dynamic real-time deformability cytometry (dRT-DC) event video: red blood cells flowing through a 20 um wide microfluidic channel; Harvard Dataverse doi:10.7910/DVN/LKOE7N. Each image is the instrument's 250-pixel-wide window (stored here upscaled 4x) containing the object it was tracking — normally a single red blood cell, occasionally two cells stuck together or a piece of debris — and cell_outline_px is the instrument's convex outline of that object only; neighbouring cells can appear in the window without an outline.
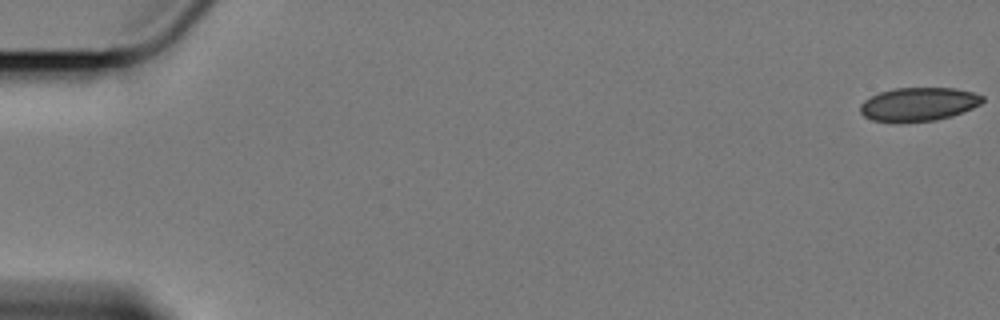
{"species": "Egyptian fruit bat (a non-hibernating species)", "species_latin": "Rousettus aegyptiacus", "temperature_condition": "cold", "stored_images_in_passage": 60, "camera_frame_rate_fps": 3000, "um_per_image_px": 0.085, "animal": {"sex": "female"}, "frame": {"image": 1, "passage_image": 1, "time_ms": 0.0, "image_size_px": [1000, 320], "cell_outline_px": [[984, 100], [980, 104], [972, 108], [952, 116], [936, 120], [904, 124], [900, 124], [872, 120], [864, 116], [860, 112], [860, 104], [864, 100], [880, 92], [892, 88], [956, 88], [972, 92], [984, 96]], "centroid_in_image_um": [78.05, 8.88], "position_along_channel_um": 7.0, "area_um2": 24.39}}
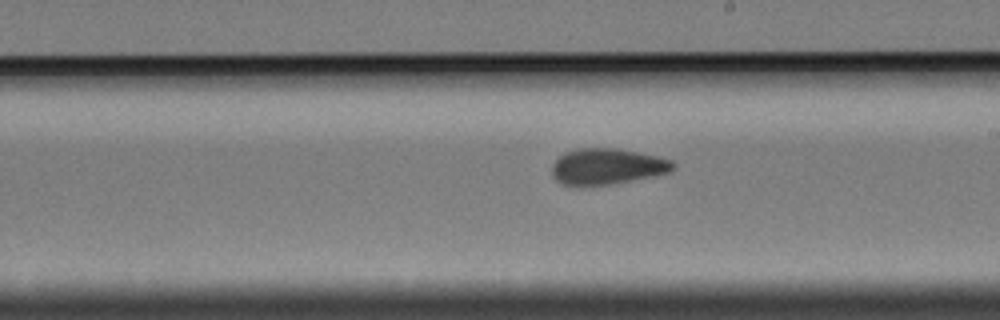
{"frame": {"image": 2, "passage_image": 35, "time_ms": 11.333, "image_size_px": [1000, 320], "cell_outline_px": [[676, 168], [672, 172], [608, 184], [564, 184], [556, 180], [552, 176], [552, 164], [564, 152], [580, 148], [616, 148], [660, 156], [672, 160], [676, 164]], "centroid_in_image_um": [51.65, 14.12], "position_along_channel_um": 237.3, "area_um2": 25.14}}
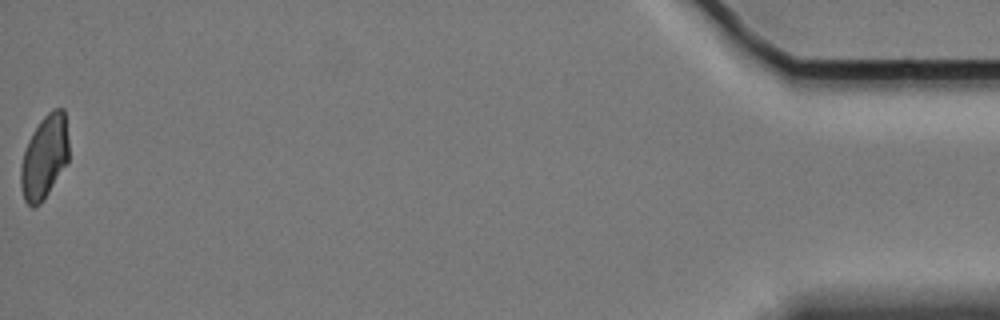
{"frame": {"image": 3, "passage_image": 60, "time_ms": 19.667, "image_size_px": [1000, 320], "cell_outline_px": [[68, 160], [48, 192], [40, 204], [32, 208], [24, 200], [20, 184], [20, 168], [24, 152], [28, 140], [32, 132], [40, 120], [52, 108], [64, 108], [68, 140]], "centroid_in_image_um": [3.76, 13.32], "position_along_channel_um": 431.4, "area_um2": 23.24}, "authors_computed_cell_mechanics": {"area_um2": 25.2875, "velocity_mm_per_s": 3.4032, "shape_relaxation_time_tau1_ms": null, "shape_relaxation_time_tau2_ms": 2.1652, "deformation_change_tau1": null, "deformation_change_tau2": 0.0684}}